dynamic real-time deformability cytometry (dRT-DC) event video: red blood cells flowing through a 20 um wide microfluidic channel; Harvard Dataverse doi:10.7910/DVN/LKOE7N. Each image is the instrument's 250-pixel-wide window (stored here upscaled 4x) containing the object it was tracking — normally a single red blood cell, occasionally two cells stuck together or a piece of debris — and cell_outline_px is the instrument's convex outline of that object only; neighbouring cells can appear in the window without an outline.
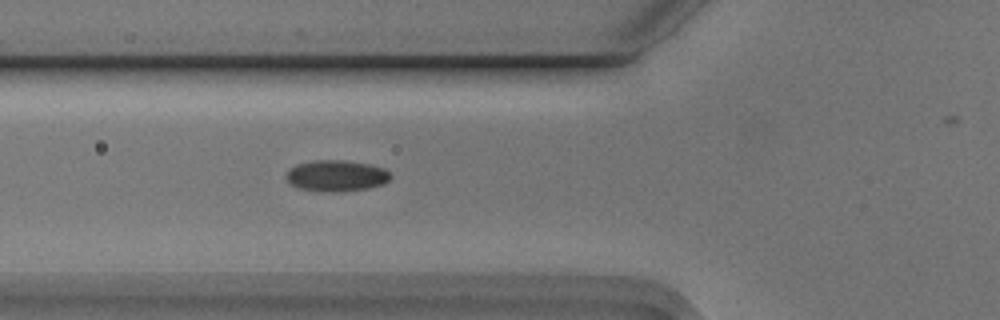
{"species": "Egyptian fruit bat (a non-hibernating species)", "species_latin": "Rousettus aegyptiacus", "temperature_condition": "cold", "stored_images_in_passage": 28, "camera_frame_rate_fps": 3000, "um_per_image_px": 0.085, "animal": {"sex": "male"}, "frame": {"image": 1, "passage_image": 3, "time_ms": 0.667, "image_size_px": [1000, 320], "cell_outline_px": [[392, 176], [384, 184], [368, 188], [332, 192], [300, 188], [292, 184], [284, 176], [288, 168], [296, 164], [312, 160], [344, 160], [368, 164], [384, 168]], "centroid_in_image_um": [28.57, 14.92], "position_along_channel_um": 97.2, "area_um2": 18.9}}
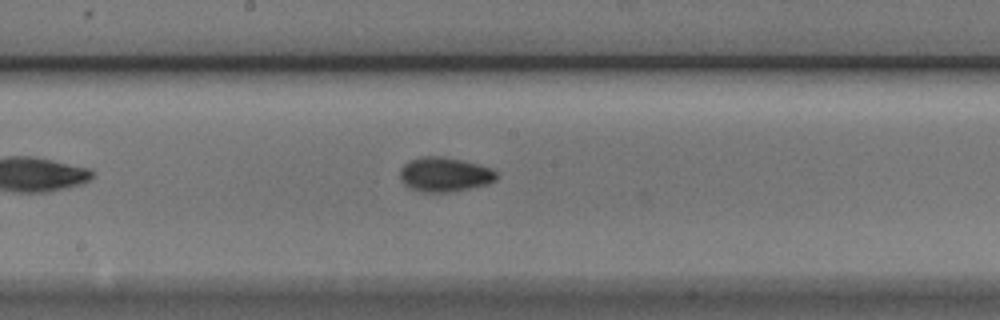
{"frame": {"image": 2, "passage_image": 12, "time_ms": 3.667, "image_size_px": [1000, 320], "cell_outline_px": [[496, 180], [488, 184], [448, 192], [420, 192], [408, 188], [400, 180], [400, 168], [408, 160], [420, 156], [440, 156], [460, 160], [492, 168], [496, 172]], "centroid_in_image_um": [37.73, 14.83], "position_along_channel_um": 210.5, "area_um2": 19.42}}
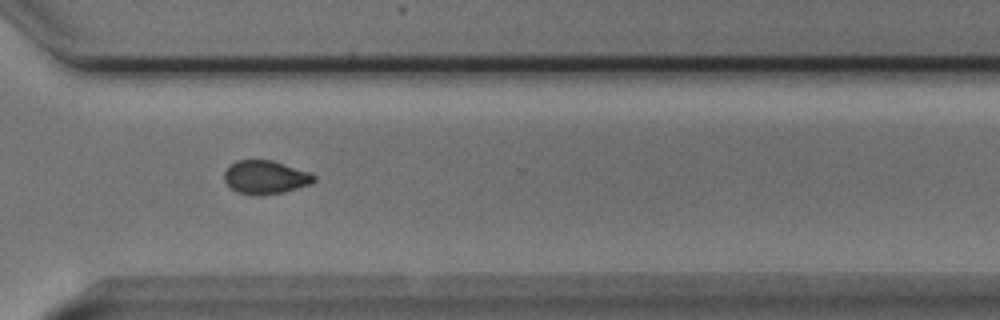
{"frame": {"image": 3, "passage_image": 23, "time_ms": 7.333, "image_size_px": [1000, 320], "cell_outline_px": [[316, 180], [312, 184], [284, 192], [236, 192], [224, 180], [224, 172], [236, 160], [272, 160], [312, 172], [316, 176]], "centroid_in_image_um": [22.63, 15.01], "position_along_channel_um": 348.0, "area_um2": 16.99}}